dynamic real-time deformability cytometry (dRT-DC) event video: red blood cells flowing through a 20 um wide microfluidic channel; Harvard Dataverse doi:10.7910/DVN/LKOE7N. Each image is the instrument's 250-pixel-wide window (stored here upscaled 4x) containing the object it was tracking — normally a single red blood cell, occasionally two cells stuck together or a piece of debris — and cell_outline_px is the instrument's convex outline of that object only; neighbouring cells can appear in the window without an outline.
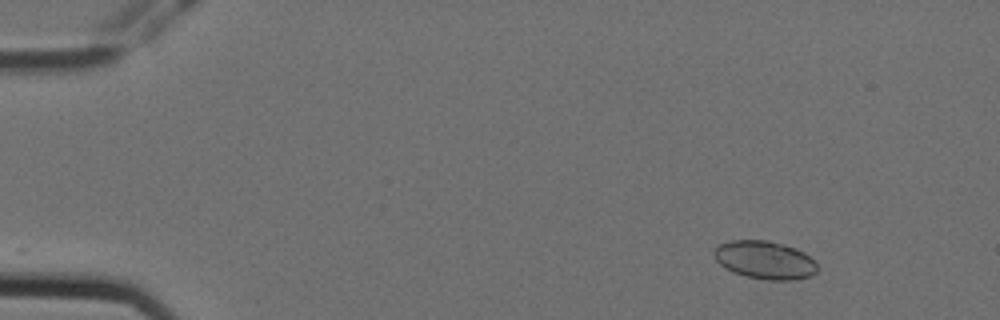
{"species": "Egyptian fruit bat (a non-hibernating species)", "species_latin": "Rousettus aegyptiacus", "temperature_condition": "cold", "stored_images_in_passage": 6, "camera_frame_rate_fps": 3000, "um_per_image_px": 0.085, "animal": {"sex": "female"}, "frame": {"image": 1, "passage_image": 3, "time_ms": 0.667, "image_size_px": [1000, 320], "cell_outline_px": [[816, 272], [812, 276], [792, 280], [768, 280], [748, 276], [732, 272], [724, 268], [716, 260], [712, 252], [720, 244], [732, 240], [768, 240], [784, 244], [796, 248], [804, 252], [816, 264]], "centroid_in_image_um": [64.99, 22.09], "position_along_channel_um": 20.0, "area_um2": 22.89}}
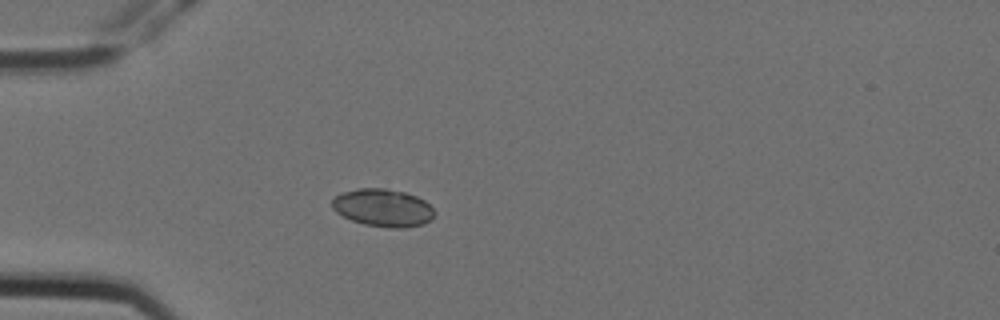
{"frame": {"image": 2, "passage_image": 6, "time_ms": 1.667, "image_size_px": [1000, 320], "cell_outline_px": [[436, 212], [432, 220], [424, 224], [404, 228], [388, 228], [364, 224], [352, 220], [336, 212], [332, 208], [332, 200], [336, 196], [344, 192], [356, 188], [384, 188], [404, 192], [416, 196], [424, 200]], "centroid_in_image_um": [32.58, 17.67], "position_along_channel_um": 52.4, "area_um2": 22.54}}